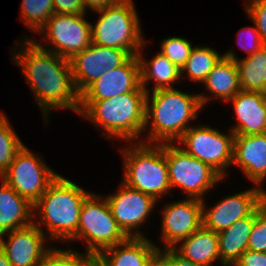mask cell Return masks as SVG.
<instances>
[{
  "mask_svg": "<svg viewBox=\"0 0 266 266\" xmlns=\"http://www.w3.org/2000/svg\"><path fill=\"white\" fill-rule=\"evenodd\" d=\"M222 57L223 55L213 48L195 46L192 48L186 64L181 68V74L185 72L191 81L203 83Z\"/></svg>",
  "mask_w": 266,
  "mask_h": 266,
  "instance_id": "cell-27",
  "label": "cell"
},
{
  "mask_svg": "<svg viewBox=\"0 0 266 266\" xmlns=\"http://www.w3.org/2000/svg\"><path fill=\"white\" fill-rule=\"evenodd\" d=\"M159 250V246L146 237H131L103 250L97 261L102 266H150Z\"/></svg>",
  "mask_w": 266,
  "mask_h": 266,
  "instance_id": "cell-20",
  "label": "cell"
},
{
  "mask_svg": "<svg viewBox=\"0 0 266 266\" xmlns=\"http://www.w3.org/2000/svg\"><path fill=\"white\" fill-rule=\"evenodd\" d=\"M55 14L80 15L85 14L83 0H53Z\"/></svg>",
  "mask_w": 266,
  "mask_h": 266,
  "instance_id": "cell-35",
  "label": "cell"
},
{
  "mask_svg": "<svg viewBox=\"0 0 266 266\" xmlns=\"http://www.w3.org/2000/svg\"><path fill=\"white\" fill-rule=\"evenodd\" d=\"M141 86L140 63L137 55H132L124 64L105 72L90 84L81 94L80 101H100Z\"/></svg>",
  "mask_w": 266,
  "mask_h": 266,
  "instance_id": "cell-16",
  "label": "cell"
},
{
  "mask_svg": "<svg viewBox=\"0 0 266 266\" xmlns=\"http://www.w3.org/2000/svg\"><path fill=\"white\" fill-rule=\"evenodd\" d=\"M141 55L139 51L137 57L140 63L141 86L147 93L150 91L147 87L149 81L155 82L153 91L174 88L171 85L180 81L181 69L160 51L148 62Z\"/></svg>",
  "mask_w": 266,
  "mask_h": 266,
  "instance_id": "cell-24",
  "label": "cell"
},
{
  "mask_svg": "<svg viewBox=\"0 0 266 266\" xmlns=\"http://www.w3.org/2000/svg\"><path fill=\"white\" fill-rule=\"evenodd\" d=\"M256 219V209L249 215L236 221L228 229L218 233L221 266L234 264L248 249V240Z\"/></svg>",
  "mask_w": 266,
  "mask_h": 266,
  "instance_id": "cell-23",
  "label": "cell"
},
{
  "mask_svg": "<svg viewBox=\"0 0 266 266\" xmlns=\"http://www.w3.org/2000/svg\"><path fill=\"white\" fill-rule=\"evenodd\" d=\"M238 123L231 127L235 135L266 133V94L240 90L232 99Z\"/></svg>",
  "mask_w": 266,
  "mask_h": 266,
  "instance_id": "cell-19",
  "label": "cell"
},
{
  "mask_svg": "<svg viewBox=\"0 0 266 266\" xmlns=\"http://www.w3.org/2000/svg\"><path fill=\"white\" fill-rule=\"evenodd\" d=\"M0 187V235L34 222L33 205L3 180Z\"/></svg>",
  "mask_w": 266,
  "mask_h": 266,
  "instance_id": "cell-21",
  "label": "cell"
},
{
  "mask_svg": "<svg viewBox=\"0 0 266 266\" xmlns=\"http://www.w3.org/2000/svg\"><path fill=\"white\" fill-rule=\"evenodd\" d=\"M20 9L25 25L37 33L55 14L53 0H22Z\"/></svg>",
  "mask_w": 266,
  "mask_h": 266,
  "instance_id": "cell-28",
  "label": "cell"
},
{
  "mask_svg": "<svg viewBox=\"0 0 266 266\" xmlns=\"http://www.w3.org/2000/svg\"><path fill=\"white\" fill-rule=\"evenodd\" d=\"M203 84L213 97L224 101L232 99L242 90L236 62L222 57L207 75Z\"/></svg>",
  "mask_w": 266,
  "mask_h": 266,
  "instance_id": "cell-26",
  "label": "cell"
},
{
  "mask_svg": "<svg viewBox=\"0 0 266 266\" xmlns=\"http://www.w3.org/2000/svg\"><path fill=\"white\" fill-rule=\"evenodd\" d=\"M225 266H236L235 264H229V265H225Z\"/></svg>",
  "mask_w": 266,
  "mask_h": 266,
  "instance_id": "cell-42",
  "label": "cell"
},
{
  "mask_svg": "<svg viewBox=\"0 0 266 266\" xmlns=\"http://www.w3.org/2000/svg\"><path fill=\"white\" fill-rule=\"evenodd\" d=\"M91 266H102L97 260Z\"/></svg>",
  "mask_w": 266,
  "mask_h": 266,
  "instance_id": "cell-41",
  "label": "cell"
},
{
  "mask_svg": "<svg viewBox=\"0 0 266 266\" xmlns=\"http://www.w3.org/2000/svg\"><path fill=\"white\" fill-rule=\"evenodd\" d=\"M235 54L230 50L224 53L223 57L236 62L241 89L266 94V45L243 59H239Z\"/></svg>",
  "mask_w": 266,
  "mask_h": 266,
  "instance_id": "cell-25",
  "label": "cell"
},
{
  "mask_svg": "<svg viewBox=\"0 0 266 266\" xmlns=\"http://www.w3.org/2000/svg\"><path fill=\"white\" fill-rule=\"evenodd\" d=\"M245 10L259 31L264 45H266V0H247Z\"/></svg>",
  "mask_w": 266,
  "mask_h": 266,
  "instance_id": "cell-33",
  "label": "cell"
},
{
  "mask_svg": "<svg viewBox=\"0 0 266 266\" xmlns=\"http://www.w3.org/2000/svg\"><path fill=\"white\" fill-rule=\"evenodd\" d=\"M131 55L126 50L91 44L71 60L75 87L81 94L105 72L124 64Z\"/></svg>",
  "mask_w": 266,
  "mask_h": 266,
  "instance_id": "cell-13",
  "label": "cell"
},
{
  "mask_svg": "<svg viewBox=\"0 0 266 266\" xmlns=\"http://www.w3.org/2000/svg\"><path fill=\"white\" fill-rule=\"evenodd\" d=\"M24 144L3 112L0 114V176L8 169Z\"/></svg>",
  "mask_w": 266,
  "mask_h": 266,
  "instance_id": "cell-29",
  "label": "cell"
},
{
  "mask_svg": "<svg viewBox=\"0 0 266 266\" xmlns=\"http://www.w3.org/2000/svg\"><path fill=\"white\" fill-rule=\"evenodd\" d=\"M232 163L261 188L266 179V133L235 135Z\"/></svg>",
  "mask_w": 266,
  "mask_h": 266,
  "instance_id": "cell-18",
  "label": "cell"
},
{
  "mask_svg": "<svg viewBox=\"0 0 266 266\" xmlns=\"http://www.w3.org/2000/svg\"><path fill=\"white\" fill-rule=\"evenodd\" d=\"M97 13L98 21L91 23L93 44L126 50L131 56L145 47L147 41L142 37L133 0H118Z\"/></svg>",
  "mask_w": 266,
  "mask_h": 266,
  "instance_id": "cell-6",
  "label": "cell"
},
{
  "mask_svg": "<svg viewBox=\"0 0 266 266\" xmlns=\"http://www.w3.org/2000/svg\"><path fill=\"white\" fill-rule=\"evenodd\" d=\"M180 244L174 249L184 258L200 266H213L212 263L220 259L218 233L203 225Z\"/></svg>",
  "mask_w": 266,
  "mask_h": 266,
  "instance_id": "cell-22",
  "label": "cell"
},
{
  "mask_svg": "<svg viewBox=\"0 0 266 266\" xmlns=\"http://www.w3.org/2000/svg\"><path fill=\"white\" fill-rule=\"evenodd\" d=\"M147 92L142 86L110 99L80 101L79 113L92 121L96 129L103 128L106 138L113 136L122 140H138L144 132L145 102Z\"/></svg>",
  "mask_w": 266,
  "mask_h": 266,
  "instance_id": "cell-3",
  "label": "cell"
},
{
  "mask_svg": "<svg viewBox=\"0 0 266 266\" xmlns=\"http://www.w3.org/2000/svg\"><path fill=\"white\" fill-rule=\"evenodd\" d=\"M160 48V52L181 69L186 64L193 46L185 38L169 37L161 42Z\"/></svg>",
  "mask_w": 266,
  "mask_h": 266,
  "instance_id": "cell-31",
  "label": "cell"
},
{
  "mask_svg": "<svg viewBox=\"0 0 266 266\" xmlns=\"http://www.w3.org/2000/svg\"><path fill=\"white\" fill-rule=\"evenodd\" d=\"M234 264L236 266H266V253L247 249Z\"/></svg>",
  "mask_w": 266,
  "mask_h": 266,
  "instance_id": "cell-37",
  "label": "cell"
},
{
  "mask_svg": "<svg viewBox=\"0 0 266 266\" xmlns=\"http://www.w3.org/2000/svg\"><path fill=\"white\" fill-rule=\"evenodd\" d=\"M85 15L53 14L38 33L45 35L43 39L47 40V45L54 47L47 49L45 45L33 41L39 47L71 60L92 44L91 23L85 20Z\"/></svg>",
  "mask_w": 266,
  "mask_h": 266,
  "instance_id": "cell-11",
  "label": "cell"
},
{
  "mask_svg": "<svg viewBox=\"0 0 266 266\" xmlns=\"http://www.w3.org/2000/svg\"><path fill=\"white\" fill-rule=\"evenodd\" d=\"M58 175L24 145L0 178L34 205Z\"/></svg>",
  "mask_w": 266,
  "mask_h": 266,
  "instance_id": "cell-10",
  "label": "cell"
},
{
  "mask_svg": "<svg viewBox=\"0 0 266 266\" xmlns=\"http://www.w3.org/2000/svg\"><path fill=\"white\" fill-rule=\"evenodd\" d=\"M96 260L97 256L89 252L51 248L39 266H91Z\"/></svg>",
  "mask_w": 266,
  "mask_h": 266,
  "instance_id": "cell-30",
  "label": "cell"
},
{
  "mask_svg": "<svg viewBox=\"0 0 266 266\" xmlns=\"http://www.w3.org/2000/svg\"><path fill=\"white\" fill-rule=\"evenodd\" d=\"M265 199V189L255 187L224 197L214 207H209V210H206L205 201L202 200L203 226L219 233L239 219L249 216Z\"/></svg>",
  "mask_w": 266,
  "mask_h": 266,
  "instance_id": "cell-14",
  "label": "cell"
},
{
  "mask_svg": "<svg viewBox=\"0 0 266 266\" xmlns=\"http://www.w3.org/2000/svg\"><path fill=\"white\" fill-rule=\"evenodd\" d=\"M248 250L266 251V199L256 208V219L248 240Z\"/></svg>",
  "mask_w": 266,
  "mask_h": 266,
  "instance_id": "cell-32",
  "label": "cell"
},
{
  "mask_svg": "<svg viewBox=\"0 0 266 266\" xmlns=\"http://www.w3.org/2000/svg\"><path fill=\"white\" fill-rule=\"evenodd\" d=\"M0 266H12L5 252L0 248Z\"/></svg>",
  "mask_w": 266,
  "mask_h": 266,
  "instance_id": "cell-39",
  "label": "cell"
},
{
  "mask_svg": "<svg viewBox=\"0 0 266 266\" xmlns=\"http://www.w3.org/2000/svg\"><path fill=\"white\" fill-rule=\"evenodd\" d=\"M150 266H165L158 258H156Z\"/></svg>",
  "mask_w": 266,
  "mask_h": 266,
  "instance_id": "cell-40",
  "label": "cell"
},
{
  "mask_svg": "<svg viewBox=\"0 0 266 266\" xmlns=\"http://www.w3.org/2000/svg\"><path fill=\"white\" fill-rule=\"evenodd\" d=\"M162 216V242L164 249H170L189 237L203 225L202 200L187 198L166 205Z\"/></svg>",
  "mask_w": 266,
  "mask_h": 266,
  "instance_id": "cell-15",
  "label": "cell"
},
{
  "mask_svg": "<svg viewBox=\"0 0 266 266\" xmlns=\"http://www.w3.org/2000/svg\"><path fill=\"white\" fill-rule=\"evenodd\" d=\"M117 192L107 196L106 200L118 227L128 238L145 237L138 227L146 222L158 202L153 197L128 186L123 181Z\"/></svg>",
  "mask_w": 266,
  "mask_h": 266,
  "instance_id": "cell-12",
  "label": "cell"
},
{
  "mask_svg": "<svg viewBox=\"0 0 266 266\" xmlns=\"http://www.w3.org/2000/svg\"><path fill=\"white\" fill-rule=\"evenodd\" d=\"M141 141L120 150L125 170L122 181L158 202L161 195L171 191L164 144H148L143 139Z\"/></svg>",
  "mask_w": 266,
  "mask_h": 266,
  "instance_id": "cell-5",
  "label": "cell"
},
{
  "mask_svg": "<svg viewBox=\"0 0 266 266\" xmlns=\"http://www.w3.org/2000/svg\"><path fill=\"white\" fill-rule=\"evenodd\" d=\"M247 31V33H246ZM245 40L246 42H248V44H244V40H243V35H245ZM237 41L240 42V47L243 48L244 51L248 52V56H251L252 54L256 53L257 51H259L262 47H264V43L261 40L259 31L257 30V27L255 25V27H245L242 28L237 36ZM243 40V42H242ZM241 43H243L244 45H242Z\"/></svg>",
  "mask_w": 266,
  "mask_h": 266,
  "instance_id": "cell-34",
  "label": "cell"
},
{
  "mask_svg": "<svg viewBox=\"0 0 266 266\" xmlns=\"http://www.w3.org/2000/svg\"><path fill=\"white\" fill-rule=\"evenodd\" d=\"M91 193L59 174L33 205L34 218L40 220L33 223L42 232L41 224L47 227L48 240L74 241L82 204Z\"/></svg>",
  "mask_w": 266,
  "mask_h": 266,
  "instance_id": "cell-4",
  "label": "cell"
},
{
  "mask_svg": "<svg viewBox=\"0 0 266 266\" xmlns=\"http://www.w3.org/2000/svg\"><path fill=\"white\" fill-rule=\"evenodd\" d=\"M151 93L146 94L144 123L145 130L148 125L151 129L146 138L149 144H175L191 127L189 122L197 119L198 111L211 100L204 94H188L175 88Z\"/></svg>",
  "mask_w": 266,
  "mask_h": 266,
  "instance_id": "cell-2",
  "label": "cell"
},
{
  "mask_svg": "<svg viewBox=\"0 0 266 266\" xmlns=\"http://www.w3.org/2000/svg\"><path fill=\"white\" fill-rule=\"evenodd\" d=\"M164 154L171 190L180 187L189 198L204 200L206 192L223 180L208 164L174 143H164Z\"/></svg>",
  "mask_w": 266,
  "mask_h": 266,
  "instance_id": "cell-8",
  "label": "cell"
},
{
  "mask_svg": "<svg viewBox=\"0 0 266 266\" xmlns=\"http://www.w3.org/2000/svg\"><path fill=\"white\" fill-rule=\"evenodd\" d=\"M7 242L0 235V248L5 252L12 266H39L46 253L44 248L46 232H42L35 223L8 232Z\"/></svg>",
  "mask_w": 266,
  "mask_h": 266,
  "instance_id": "cell-17",
  "label": "cell"
},
{
  "mask_svg": "<svg viewBox=\"0 0 266 266\" xmlns=\"http://www.w3.org/2000/svg\"><path fill=\"white\" fill-rule=\"evenodd\" d=\"M24 42L17 44H22L19 47L23 49L14 48L12 59L22 68L44 117L50 110L60 108L79 113L80 93L74 84L70 60L39 47L32 39Z\"/></svg>",
  "mask_w": 266,
  "mask_h": 266,
  "instance_id": "cell-1",
  "label": "cell"
},
{
  "mask_svg": "<svg viewBox=\"0 0 266 266\" xmlns=\"http://www.w3.org/2000/svg\"><path fill=\"white\" fill-rule=\"evenodd\" d=\"M234 137L230 129L224 134L208 125H191L178 143L183 145L180 148L186 153L208 164L225 179L226 168L233 162Z\"/></svg>",
  "mask_w": 266,
  "mask_h": 266,
  "instance_id": "cell-9",
  "label": "cell"
},
{
  "mask_svg": "<svg viewBox=\"0 0 266 266\" xmlns=\"http://www.w3.org/2000/svg\"><path fill=\"white\" fill-rule=\"evenodd\" d=\"M101 197L91 193L84 200L74 238L87 242L85 251L96 256L128 238L118 227L106 197Z\"/></svg>",
  "mask_w": 266,
  "mask_h": 266,
  "instance_id": "cell-7",
  "label": "cell"
},
{
  "mask_svg": "<svg viewBox=\"0 0 266 266\" xmlns=\"http://www.w3.org/2000/svg\"><path fill=\"white\" fill-rule=\"evenodd\" d=\"M157 258L165 266H200L181 256L174 248L160 249Z\"/></svg>",
  "mask_w": 266,
  "mask_h": 266,
  "instance_id": "cell-36",
  "label": "cell"
},
{
  "mask_svg": "<svg viewBox=\"0 0 266 266\" xmlns=\"http://www.w3.org/2000/svg\"><path fill=\"white\" fill-rule=\"evenodd\" d=\"M118 0H83L85 10L91 8L92 11L98 12L105 10L109 6L114 5Z\"/></svg>",
  "mask_w": 266,
  "mask_h": 266,
  "instance_id": "cell-38",
  "label": "cell"
}]
</instances>
